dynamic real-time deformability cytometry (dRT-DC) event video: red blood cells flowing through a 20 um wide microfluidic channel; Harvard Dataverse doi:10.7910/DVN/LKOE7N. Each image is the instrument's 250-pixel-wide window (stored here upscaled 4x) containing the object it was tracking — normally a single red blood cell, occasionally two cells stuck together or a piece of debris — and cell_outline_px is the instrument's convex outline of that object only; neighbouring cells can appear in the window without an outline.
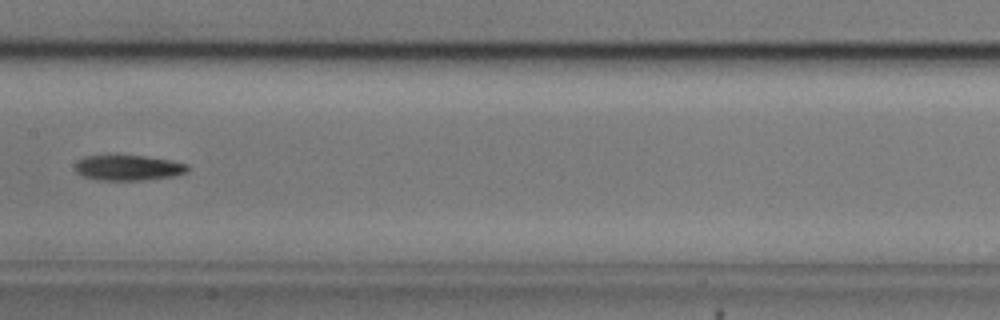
{"species": "common noctule bat (a hibernating species)", "species_latin": "Nyctalus noctula", "temperature_condition": "cold", "stored_images_in_passage": 7, "camera_frame_rate_fps": 3000, "um_per_image_px": 0.085, "animal": {"sex": "male", "body_mass_g": 20.5, "forearm_length_mm": 52.5}, "frame": {"image": 1, "passage_image": 4, "time_ms": 1.0, "image_size_px": [1000, 320], "cell_outline_px": [[188, 172], [176, 176], [144, 180], [104, 180], [84, 176], [76, 172], [76, 164], [84, 156], [116, 152], [172, 160], [188, 164]], "centroid_in_image_um": [10.92, 14.21], "position_along_channel_um": 196.5, "area_um2": 17.34}}